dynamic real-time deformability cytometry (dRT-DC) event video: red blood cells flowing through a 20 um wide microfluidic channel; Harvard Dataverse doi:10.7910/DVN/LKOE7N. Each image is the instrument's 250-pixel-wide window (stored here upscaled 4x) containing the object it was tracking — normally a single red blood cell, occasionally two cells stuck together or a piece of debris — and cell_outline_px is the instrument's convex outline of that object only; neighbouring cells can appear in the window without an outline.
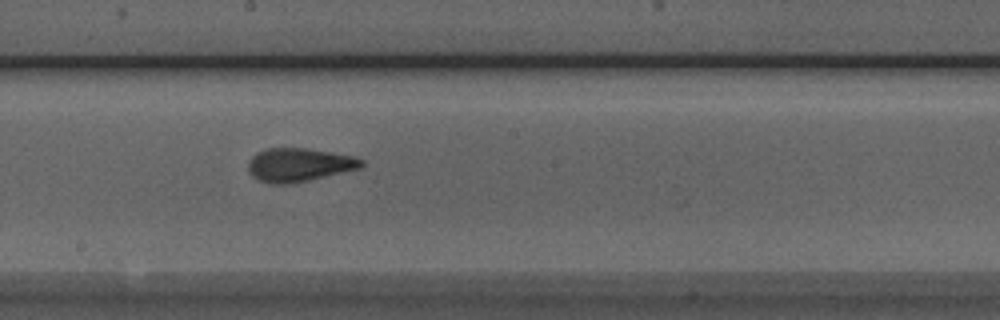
{"species": "Egyptian fruit bat (a non-hibernating species)", "species_latin": "Rousettus aegyptiacus", "temperature_condition": "room temperature", "stored_images_in_passage": 8, "camera_frame_rate_fps": 3000, "um_per_image_px": 0.085, "animal": {"sex": "male"}, "frame": {"image": 1, "passage_image": 6, "time_ms": 6.667, "image_size_px": [1000, 320], "cell_outline_px": [[364, 164], [360, 168], [308, 180], [288, 184], [272, 184], [256, 180], [248, 172], [248, 160], [256, 152], [264, 148], [308, 148], [352, 156], [364, 160]], "centroid_in_image_um": [25.35, 14.01], "position_along_channel_um": 222.8, "area_um2": 22.2}}
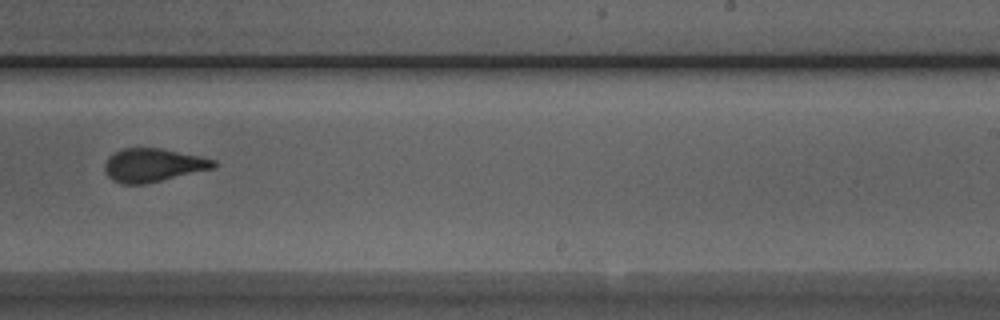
{"frame": {"image": 2, "passage_image": 7, "time_ms": 8.0, "image_size_px": [1000, 320], "cell_outline_px": [[220, 164], [216, 168], [144, 184], [120, 184], [112, 180], [104, 172], [104, 164], [108, 156], [124, 148], [160, 148], [200, 156], [216, 160]], "centroid_in_image_um": [13.03, 14.04], "position_along_channel_um": 276.0, "area_um2": 21.39}}
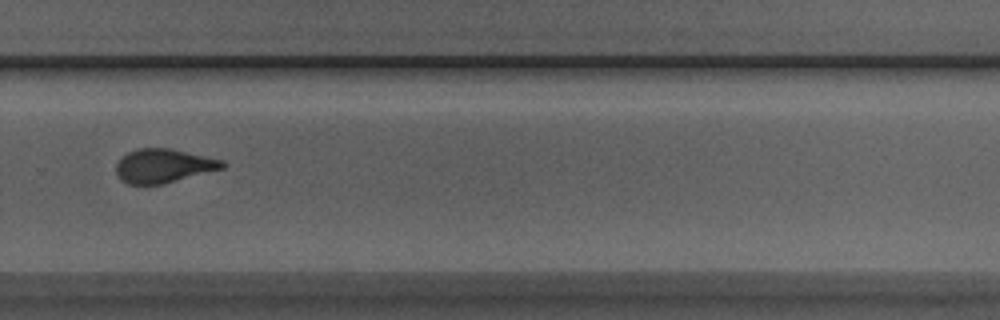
{"frame": {"image": 3, "passage_image": 8, "time_ms": 9.0, "image_size_px": [1000, 320], "cell_outline_px": [[228, 164], [224, 168], [164, 184], [128, 184], [120, 180], [116, 172], [116, 164], [128, 152], [136, 148], [172, 148], [224, 160]], "centroid_in_image_um": [13.93, 14.09], "position_along_channel_um": 315.9, "area_um2": 21.15}}